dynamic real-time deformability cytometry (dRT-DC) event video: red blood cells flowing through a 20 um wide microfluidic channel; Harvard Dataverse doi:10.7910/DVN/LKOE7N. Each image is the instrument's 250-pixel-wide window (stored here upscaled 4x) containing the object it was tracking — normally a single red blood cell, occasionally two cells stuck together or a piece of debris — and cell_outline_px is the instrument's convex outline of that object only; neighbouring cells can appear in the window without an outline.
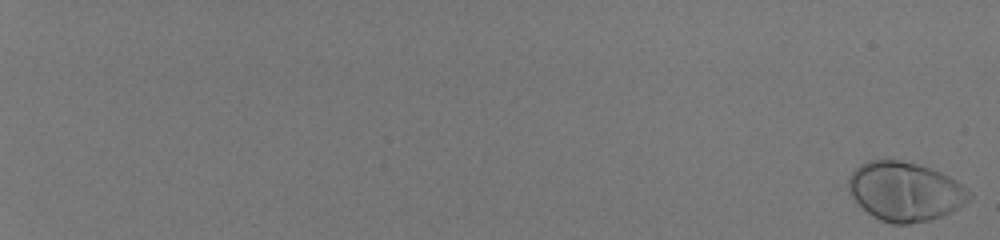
{"species": "human", "species_latin": "Homo sapiens", "temperature_condition": "room temperature", "stored_images_in_passage": 59, "camera_frame_rate_fps": 3000, "um_per_image_px": 0.085, "donor": {"sex": "male"}, "frame": {"image": 1, "passage_image": 1, "time_ms": 0.0, "image_size_px": [1000, 240], "cell_outline_px": [[972, 196], [964, 204], [940, 216], [928, 220], [908, 224], [892, 224], [880, 220], [872, 216], [852, 196], [848, 188], [848, 180], [852, 172], [860, 164], [868, 160], [900, 160], [916, 164], [940, 172], [956, 180]], "centroid_in_image_um": [76.89, 16.27], "position_along_channel_um": 8.1, "area_um2": 40.92}}
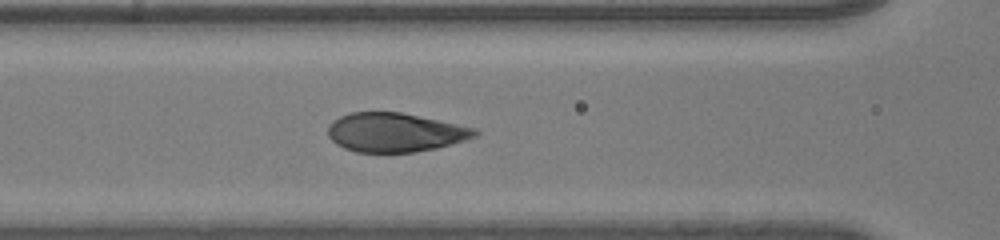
{"frame": {"image": 2, "passage_image": 33, "time_ms": 10.667, "image_size_px": [1000, 240], "cell_outline_px": [[480, 132], [476, 136], [464, 140], [436, 148], [412, 152], [356, 152], [344, 148], [336, 144], [328, 136], [328, 124], [332, 120], [348, 112], [400, 112], [476, 128]], "centroid_in_image_um": [33.54, 11.25], "position_along_channel_um": 133.1, "area_um2": 33.35}}
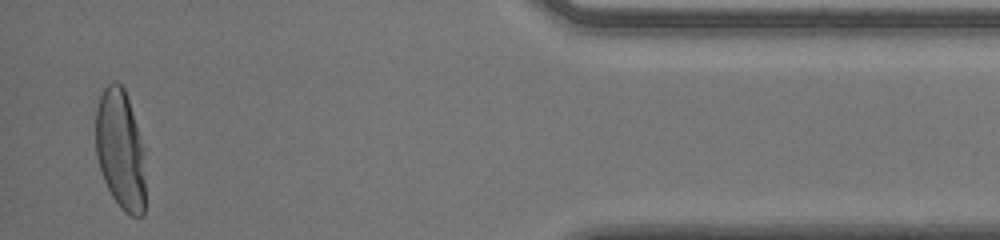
{"frame": {"image": 3, "passage_image": 58, "time_ms": 19.0, "image_size_px": [1000, 240], "cell_outline_px": [[144, 216], [132, 216], [124, 212], [120, 208], [112, 196], [104, 180], [96, 156], [96, 108], [100, 96], [104, 88], [108, 84], [116, 80], [124, 88], [132, 112], [144, 152]], "centroid_in_image_um": [10.22, 12.74], "position_along_channel_um": 425.0, "area_um2": 34.51}, "authors_computed_cell_mechanics": {"area_um2": 36.0672, "velocity_mm_per_s": 4.0007, "shape_relaxation_time_tau1_ms": 3.2289, "shape_relaxation_time_tau2_ms": null, "deformation_change_tau1": 0.1924, "deformation_change_tau2": null}}